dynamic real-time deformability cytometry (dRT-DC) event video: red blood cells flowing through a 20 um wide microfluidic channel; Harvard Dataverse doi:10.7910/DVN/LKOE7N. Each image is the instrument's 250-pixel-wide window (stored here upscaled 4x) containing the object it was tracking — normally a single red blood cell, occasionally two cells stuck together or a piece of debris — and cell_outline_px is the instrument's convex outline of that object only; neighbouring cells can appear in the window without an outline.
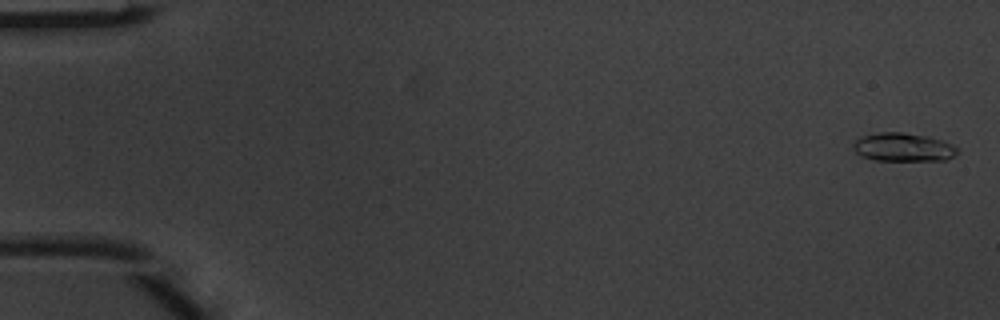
{"species": "common noctule bat (a hibernating species)", "species_latin": "Nyctalus noctula", "temperature_condition": "warm", "stored_images_in_passage": 5, "camera_frame_rate_fps": 3000, "um_per_image_px": 0.085, "animal": {"sex": "male", "body_mass_g": 20.1, "forearm_length_mm": 53.5}, "frame": {"image": 1, "passage_image": 1, "time_ms": 0.0, "image_size_px": [1000, 320], "cell_outline_px": [[960, 152], [948, 160], [876, 160], [860, 156], [856, 152], [852, 144], [856, 140], [864, 136], [880, 132], [900, 132], [928, 136], [952, 144]], "centroid_in_image_um": [76.79, 12.52], "position_along_channel_um": 8.2, "area_um2": 17.17}}
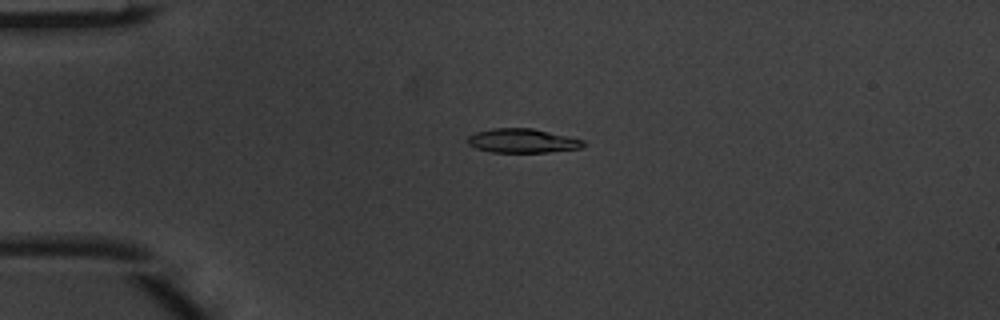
{"frame": {"image": 2, "passage_image": 4, "time_ms": 1.0, "image_size_px": [1000, 320], "cell_outline_px": [[584, 144], [580, 148], [548, 152], [492, 152], [476, 148], [468, 144], [468, 136], [476, 132], [492, 128], [532, 128], [584, 140]], "centroid_in_image_um": [44.38, 11.96], "position_along_channel_um": 40.6, "area_um2": 16.07}}